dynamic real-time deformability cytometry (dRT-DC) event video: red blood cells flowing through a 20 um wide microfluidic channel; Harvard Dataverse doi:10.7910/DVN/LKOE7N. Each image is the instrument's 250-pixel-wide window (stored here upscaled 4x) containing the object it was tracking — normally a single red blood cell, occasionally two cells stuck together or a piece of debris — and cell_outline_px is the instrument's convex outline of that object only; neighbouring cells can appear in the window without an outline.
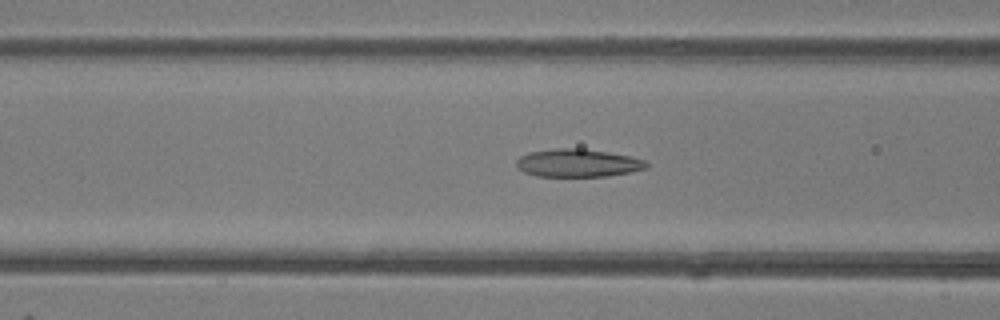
{"species": "common noctule bat (a hibernating species)", "species_latin": "Nyctalus noctula", "temperature_condition": "room temperature", "stored_images_in_passage": 47, "camera_frame_rate_fps": 3000, "um_per_image_px": 0.085, "animal": {"sex": "female"}, "frame": {"image": 1, "passage_image": 19, "time_ms": 6.0, "image_size_px": [1000, 320], "cell_outline_px": [[648, 168], [608, 176], [536, 176], [524, 172], [516, 168], [516, 160], [520, 156], [528, 152], [552, 148], [580, 148], [608, 152], [628, 156], [644, 160], [648, 164]], "centroid_in_image_um": [49.06, 13.85], "position_along_channel_um": 117.5, "area_um2": 21.21}}
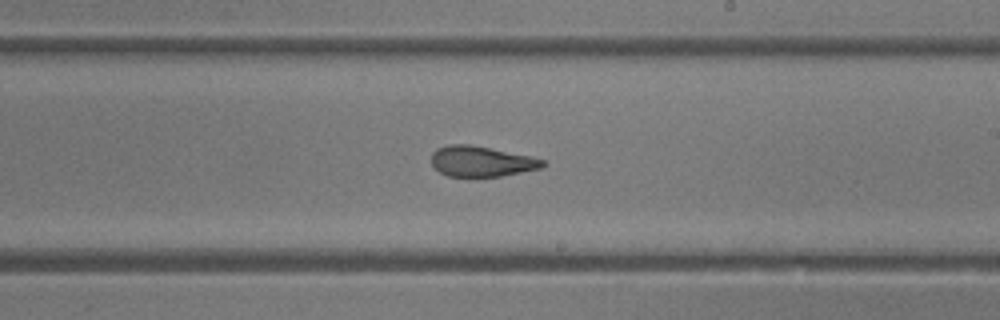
{"frame": {"image": 2, "passage_image": 28, "time_ms": 9.0, "image_size_px": [1000, 320], "cell_outline_px": [[548, 164], [540, 168], [500, 176], [448, 176], [440, 172], [432, 164], [432, 152], [436, 148], [448, 144], [472, 144], [532, 156], [544, 160]], "centroid_in_image_um": [40.92, 13.69], "position_along_channel_um": 248.1, "area_um2": 19.83}}
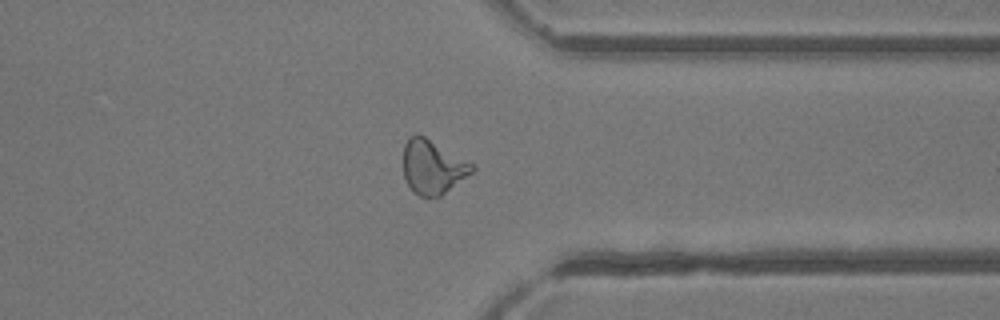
{"frame": {"image": 3, "passage_image": 37, "time_ms": 12.0, "image_size_px": [1000, 320], "cell_outline_px": [[476, 168], [472, 172], [440, 196], [420, 196], [408, 184], [404, 176], [404, 144], [408, 136], [416, 132], [424, 136], [476, 164]], "centroid_in_image_um": [36.79, 14.14], "position_along_channel_um": 374.6, "area_um2": 21.56}, "authors_computed_cell_mechanics": {"area_um2": 21.5594, "velocity_mm_per_s": 4.3448, "shape_relaxation_time_tau1_ms": null, "shape_relaxation_time_tau2_ms": 1.8489, "deformation_change_tau1": null, "deformation_change_tau2": 0.0924}}